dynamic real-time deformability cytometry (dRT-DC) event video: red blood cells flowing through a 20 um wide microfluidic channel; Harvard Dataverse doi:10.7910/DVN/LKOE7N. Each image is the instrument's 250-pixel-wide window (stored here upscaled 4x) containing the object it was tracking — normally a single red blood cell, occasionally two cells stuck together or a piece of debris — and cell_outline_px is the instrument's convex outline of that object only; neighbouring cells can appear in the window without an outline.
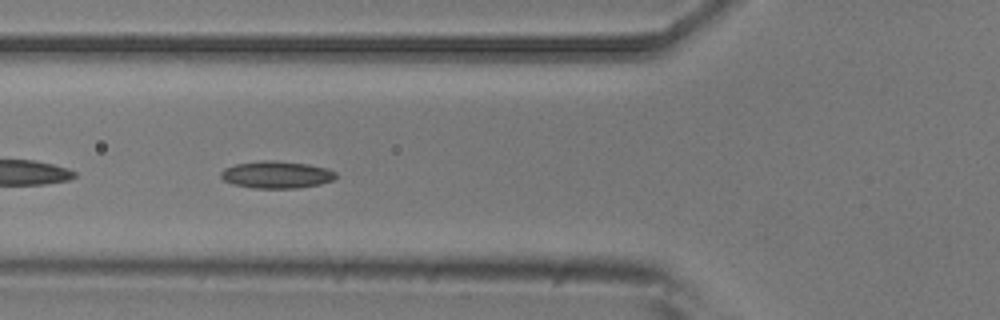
{"species": "common noctule bat (a hibernating species)", "species_latin": "Nyctalus noctula", "temperature_condition": "room temperature", "stored_images_in_passage": 55, "segment_of_instrument_passage": [1, 2], "camera_frame_rate_fps": 3000, "um_per_image_px": 0.085, "animal": {"sex": "male", "body_mass_g": 20.5, "forearm_length_mm": 52.5}, "frame": {"image": 1, "passage_image": 20, "time_ms": 6.333, "image_size_px": [1000, 320], "cell_outline_px": [[336, 176], [332, 180], [320, 184], [300, 188], [252, 188], [232, 184], [224, 180], [220, 176], [220, 172], [224, 168], [236, 164], [260, 160], [272, 160], [308, 164], [328, 168], [336, 172]], "centroid_in_image_um": [23.49, 14.85], "position_along_channel_um": 102.3, "area_um2": 18.32}}
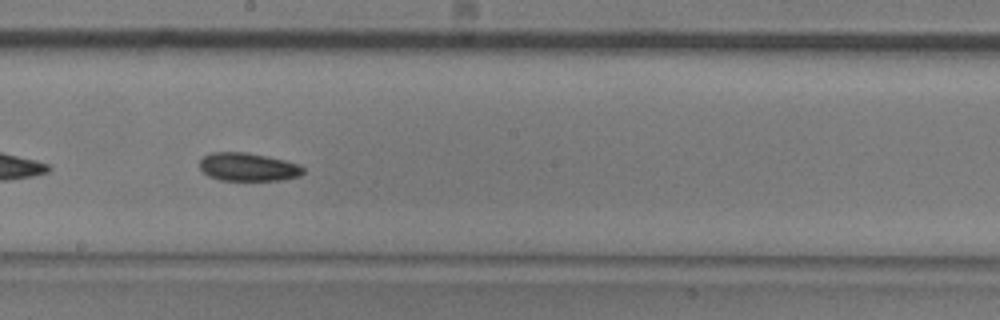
{"frame": {"image": 2, "passage_image": 30, "time_ms": 9.667, "image_size_px": [1000, 320], "cell_outline_px": [[304, 172], [300, 176], [284, 180], [220, 180], [208, 176], [200, 168], [200, 160], [204, 156], [212, 152], [248, 152], [268, 156], [300, 164], [304, 168]], "centroid_in_image_um": [21.11, 14.19], "position_along_channel_um": 227.1, "area_um2": 17.17}}
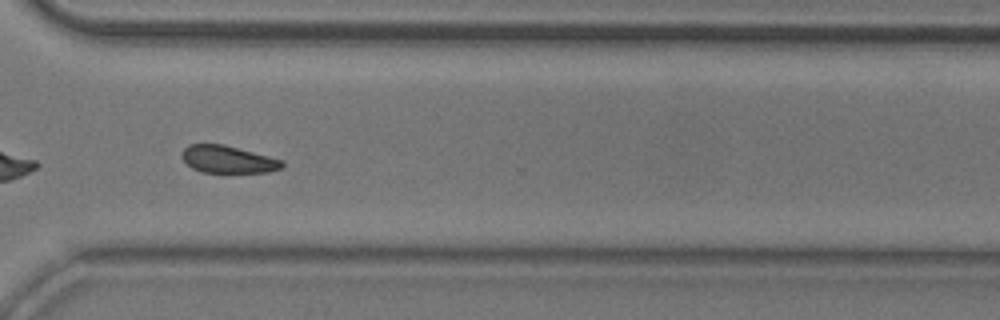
{"frame": {"image": 3, "passage_image": 40, "time_ms": 13.0, "image_size_px": [1000, 320], "cell_outline_px": [[284, 168], [268, 172], [200, 172], [192, 168], [180, 156], [184, 148], [188, 144], [224, 144], [284, 160]], "centroid_in_image_um": [19.39, 13.54], "position_along_channel_um": 351.2, "area_um2": 16.07}}